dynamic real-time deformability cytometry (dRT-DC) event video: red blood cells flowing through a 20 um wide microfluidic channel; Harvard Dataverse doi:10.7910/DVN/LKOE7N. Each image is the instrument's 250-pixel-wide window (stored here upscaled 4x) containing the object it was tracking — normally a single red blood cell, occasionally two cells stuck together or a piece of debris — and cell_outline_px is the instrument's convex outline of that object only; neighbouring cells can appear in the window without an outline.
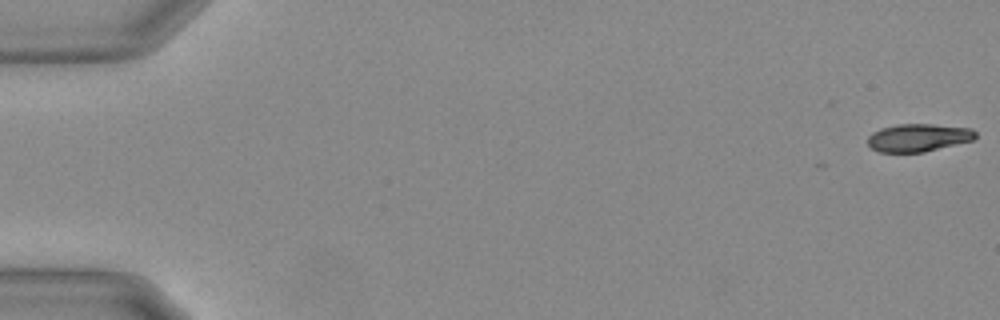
{"species": "Egyptian fruit bat (a non-hibernating species)", "species_latin": "Rousettus aegyptiacus", "temperature_condition": "warm", "stored_images_in_passage": 12, "camera_frame_rate_fps": 3000, "um_per_image_px": 0.085, "animal": {"sex": "female"}, "frame": {"image": 1, "passage_image": 1, "time_ms": 0.0, "image_size_px": [1000, 320], "cell_outline_px": [[976, 136], [972, 140], [924, 152], [880, 152], [872, 148], [868, 144], [868, 136], [872, 132], [880, 128], [896, 124], [932, 124], [972, 128], [976, 132]], "centroid_in_image_um": [78.04, 11.69], "position_along_channel_um": 7.0, "area_um2": 17.46}}